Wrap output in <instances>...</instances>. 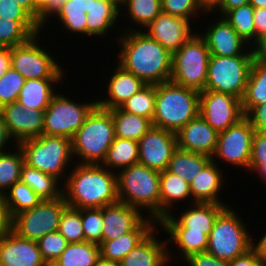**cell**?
I'll use <instances>...</instances> for the list:
<instances>
[{"label":"cell","mask_w":266,"mask_h":266,"mask_svg":"<svg viewBox=\"0 0 266 266\" xmlns=\"http://www.w3.org/2000/svg\"><path fill=\"white\" fill-rule=\"evenodd\" d=\"M155 100L156 85L147 84L143 89L126 100L120 108L152 121L155 111Z\"/></svg>","instance_id":"cell-43"},{"label":"cell","mask_w":266,"mask_h":266,"mask_svg":"<svg viewBox=\"0 0 266 266\" xmlns=\"http://www.w3.org/2000/svg\"><path fill=\"white\" fill-rule=\"evenodd\" d=\"M177 148V135L175 133L152 126L138 141V163L158 172H163L167 169Z\"/></svg>","instance_id":"cell-17"},{"label":"cell","mask_w":266,"mask_h":266,"mask_svg":"<svg viewBox=\"0 0 266 266\" xmlns=\"http://www.w3.org/2000/svg\"><path fill=\"white\" fill-rule=\"evenodd\" d=\"M199 8L204 13H214L222 3V0H196Z\"/></svg>","instance_id":"cell-62"},{"label":"cell","mask_w":266,"mask_h":266,"mask_svg":"<svg viewBox=\"0 0 266 266\" xmlns=\"http://www.w3.org/2000/svg\"><path fill=\"white\" fill-rule=\"evenodd\" d=\"M16 145V142L9 134L7 127L0 116V154L8 152V150H11Z\"/></svg>","instance_id":"cell-57"},{"label":"cell","mask_w":266,"mask_h":266,"mask_svg":"<svg viewBox=\"0 0 266 266\" xmlns=\"http://www.w3.org/2000/svg\"><path fill=\"white\" fill-rule=\"evenodd\" d=\"M244 116L255 131H266V103L253 106Z\"/></svg>","instance_id":"cell-52"},{"label":"cell","mask_w":266,"mask_h":266,"mask_svg":"<svg viewBox=\"0 0 266 266\" xmlns=\"http://www.w3.org/2000/svg\"><path fill=\"white\" fill-rule=\"evenodd\" d=\"M61 92L65 91L58 90L45 110L43 135L72 139L98 105L97 98H88L84 102L80 99L78 102L74 96L73 99L70 97L69 92H66V95Z\"/></svg>","instance_id":"cell-9"},{"label":"cell","mask_w":266,"mask_h":266,"mask_svg":"<svg viewBox=\"0 0 266 266\" xmlns=\"http://www.w3.org/2000/svg\"><path fill=\"white\" fill-rule=\"evenodd\" d=\"M26 79L12 67L0 78V108L18 101Z\"/></svg>","instance_id":"cell-47"},{"label":"cell","mask_w":266,"mask_h":266,"mask_svg":"<svg viewBox=\"0 0 266 266\" xmlns=\"http://www.w3.org/2000/svg\"><path fill=\"white\" fill-rule=\"evenodd\" d=\"M160 174L140 163L120 170L117 173L119 201L140 209L159 222Z\"/></svg>","instance_id":"cell-4"},{"label":"cell","mask_w":266,"mask_h":266,"mask_svg":"<svg viewBox=\"0 0 266 266\" xmlns=\"http://www.w3.org/2000/svg\"><path fill=\"white\" fill-rule=\"evenodd\" d=\"M4 199L12 218L25 210L32 209L43 200L21 181L14 183L5 192Z\"/></svg>","instance_id":"cell-42"},{"label":"cell","mask_w":266,"mask_h":266,"mask_svg":"<svg viewBox=\"0 0 266 266\" xmlns=\"http://www.w3.org/2000/svg\"><path fill=\"white\" fill-rule=\"evenodd\" d=\"M255 46L266 35V8H254Z\"/></svg>","instance_id":"cell-55"},{"label":"cell","mask_w":266,"mask_h":266,"mask_svg":"<svg viewBox=\"0 0 266 266\" xmlns=\"http://www.w3.org/2000/svg\"><path fill=\"white\" fill-rule=\"evenodd\" d=\"M81 222L84 229V241L100 244L103 241V207L82 208Z\"/></svg>","instance_id":"cell-45"},{"label":"cell","mask_w":266,"mask_h":266,"mask_svg":"<svg viewBox=\"0 0 266 266\" xmlns=\"http://www.w3.org/2000/svg\"><path fill=\"white\" fill-rule=\"evenodd\" d=\"M255 58L266 63V35L261 38L258 44L254 47Z\"/></svg>","instance_id":"cell-63"},{"label":"cell","mask_w":266,"mask_h":266,"mask_svg":"<svg viewBox=\"0 0 266 266\" xmlns=\"http://www.w3.org/2000/svg\"><path fill=\"white\" fill-rule=\"evenodd\" d=\"M66 206L63 196L54 200H42L32 209L13 217L12 231L23 239L38 241L46 234L58 231L60 218Z\"/></svg>","instance_id":"cell-13"},{"label":"cell","mask_w":266,"mask_h":266,"mask_svg":"<svg viewBox=\"0 0 266 266\" xmlns=\"http://www.w3.org/2000/svg\"><path fill=\"white\" fill-rule=\"evenodd\" d=\"M111 114L115 137L139 141L153 126L150 119L126 112L120 107L111 109Z\"/></svg>","instance_id":"cell-35"},{"label":"cell","mask_w":266,"mask_h":266,"mask_svg":"<svg viewBox=\"0 0 266 266\" xmlns=\"http://www.w3.org/2000/svg\"><path fill=\"white\" fill-rule=\"evenodd\" d=\"M42 259L51 266L66 249L68 242L58 232H50L37 241Z\"/></svg>","instance_id":"cell-48"},{"label":"cell","mask_w":266,"mask_h":266,"mask_svg":"<svg viewBox=\"0 0 266 266\" xmlns=\"http://www.w3.org/2000/svg\"><path fill=\"white\" fill-rule=\"evenodd\" d=\"M183 261L182 265L187 266H229L228 261L218 259L208 251L191 254Z\"/></svg>","instance_id":"cell-51"},{"label":"cell","mask_w":266,"mask_h":266,"mask_svg":"<svg viewBox=\"0 0 266 266\" xmlns=\"http://www.w3.org/2000/svg\"><path fill=\"white\" fill-rule=\"evenodd\" d=\"M11 67V48L0 47V78Z\"/></svg>","instance_id":"cell-61"},{"label":"cell","mask_w":266,"mask_h":266,"mask_svg":"<svg viewBox=\"0 0 266 266\" xmlns=\"http://www.w3.org/2000/svg\"><path fill=\"white\" fill-rule=\"evenodd\" d=\"M100 257V246L92 242L68 243L51 266H94Z\"/></svg>","instance_id":"cell-39"},{"label":"cell","mask_w":266,"mask_h":266,"mask_svg":"<svg viewBox=\"0 0 266 266\" xmlns=\"http://www.w3.org/2000/svg\"><path fill=\"white\" fill-rule=\"evenodd\" d=\"M211 160L207 155L177 148L166 170L190 183Z\"/></svg>","instance_id":"cell-36"},{"label":"cell","mask_w":266,"mask_h":266,"mask_svg":"<svg viewBox=\"0 0 266 266\" xmlns=\"http://www.w3.org/2000/svg\"><path fill=\"white\" fill-rule=\"evenodd\" d=\"M187 201V202H186ZM192 204L190 185L176 174L164 170L160 174V220L177 210V205L182 203ZM174 207V208H173ZM176 208V209H175Z\"/></svg>","instance_id":"cell-28"},{"label":"cell","mask_w":266,"mask_h":266,"mask_svg":"<svg viewBox=\"0 0 266 266\" xmlns=\"http://www.w3.org/2000/svg\"><path fill=\"white\" fill-rule=\"evenodd\" d=\"M200 92L167 81L156 84L152 125L177 133L199 115Z\"/></svg>","instance_id":"cell-3"},{"label":"cell","mask_w":266,"mask_h":266,"mask_svg":"<svg viewBox=\"0 0 266 266\" xmlns=\"http://www.w3.org/2000/svg\"><path fill=\"white\" fill-rule=\"evenodd\" d=\"M44 114L45 110L31 109L18 102L0 108V116L17 145L43 134Z\"/></svg>","instance_id":"cell-18"},{"label":"cell","mask_w":266,"mask_h":266,"mask_svg":"<svg viewBox=\"0 0 266 266\" xmlns=\"http://www.w3.org/2000/svg\"><path fill=\"white\" fill-rule=\"evenodd\" d=\"M147 216L138 208L117 201L103 207V241L135 230Z\"/></svg>","instance_id":"cell-22"},{"label":"cell","mask_w":266,"mask_h":266,"mask_svg":"<svg viewBox=\"0 0 266 266\" xmlns=\"http://www.w3.org/2000/svg\"><path fill=\"white\" fill-rule=\"evenodd\" d=\"M161 12V0H126L125 4L120 8V17L123 16L124 20L128 19V22L131 21L133 24L131 22V25L126 23V28L124 26L121 31H142Z\"/></svg>","instance_id":"cell-32"},{"label":"cell","mask_w":266,"mask_h":266,"mask_svg":"<svg viewBox=\"0 0 266 266\" xmlns=\"http://www.w3.org/2000/svg\"><path fill=\"white\" fill-rule=\"evenodd\" d=\"M0 18L9 20H35L15 0H0Z\"/></svg>","instance_id":"cell-49"},{"label":"cell","mask_w":266,"mask_h":266,"mask_svg":"<svg viewBox=\"0 0 266 266\" xmlns=\"http://www.w3.org/2000/svg\"><path fill=\"white\" fill-rule=\"evenodd\" d=\"M42 33L40 32L32 36L27 42L11 48V67L26 80L66 78L67 70L63 64L57 61L59 58L54 57L52 52L54 50L48 48V45L46 47L44 45L46 43H41L44 41L41 36Z\"/></svg>","instance_id":"cell-10"},{"label":"cell","mask_w":266,"mask_h":266,"mask_svg":"<svg viewBox=\"0 0 266 266\" xmlns=\"http://www.w3.org/2000/svg\"><path fill=\"white\" fill-rule=\"evenodd\" d=\"M158 222L147 217L135 230L123 234L118 239L102 241L100 256L119 263L133 248L139 245L156 227Z\"/></svg>","instance_id":"cell-27"},{"label":"cell","mask_w":266,"mask_h":266,"mask_svg":"<svg viewBox=\"0 0 266 266\" xmlns=\"http://www.w3.org/2000/svg\"><path fill=\"white\" fill-rule=\"evenodd\" d=\"M250 172L254 175L256 173V177H259V180L261 179L260 184L263 183L266 186V161H250L248 173Z\"/></svg>","instance_id":"cell-59"},{"label":"cell","mask_w":266,"mask_h":266,"mask_svg":"<svg viewBox=\"0 0 266 266\" xmlns=\"http://www.w3.org/2000/svg\"><path fill=\"white\" fill-rule=\"evenodd\" d=\"M139 161L138 141L115 137L107 150L102 166L118 173Z\"/></svg>","instance_id":"cell-34"},{"label":"cell","mask_w":266,"mask_h":266,"mask_svg":"<svg viewBox=\"0 0 266 266\" xmlns=\"http://www.w3.org/2000/svg\"><path fill=\"white\" fill-rule=\"evenodd\" d=\"M161 5L163 13L187 19L193 25L194 23L199 24V22H197L199 19L197 18L200 16L203 18L205 14L199 8L196 0H161Z\"/></svg>","instance_id":"cell-46"},{"label":"cell","mask_w":266,"mask_h":266,"mask_svg":"<svg viewBox=\"0 0 266 266\" xmlns=\"http://www.w3.org/2000/svg\"><path fill=\"white\" fill-rule=\"evenodd\" d=\"M0 266H48L37 241L23 239L11 231L0 238Z\"/></svg>","instance_id":"cell-21"},{"label":"cell","mask_w":266,"mask_h":266,"mask_svg":"<svg viewBox=\"0 0 266 266\" xmlns=\"http://www.w3.org/2000/svg\"><path fill=\"white\" fill-rule=\"evenodd\" d=\"M142 31L173 54L197 31V26L187 19L161 12Z\"/></svg>","instance_id":"cell-19"},{"label":"cell","mask_w":266,"mask_h":266,"mask_svg":"<svg viewBox=\"0 0 266 266\" xmlns=\"http://www.w3.org/2000/svg\"><path fill=\"white\" fill-rule=\"evenodd\" d=\"M254 134V128L244 116L224 132L218 133L212 161L220 167L221 164H227L231 168L235 166L234 169L238 167L244 169L243 172H248Z\"/></svg>","instance_id":"cell-12"},{"label":"cell","mask_w":266,"mask_h":266,"mask_svg":"<svg viewBox=\"0 0 266 266\" xmlns=\"http://www.w3.org/2000/svg\"><path fill=\"white\" fill-rule=\"evenodd\" d=\"M260 232L262 236H259L258 240L254 238V233H252L251 249L255 252L260 264L266 265V231L262 230Z\"/></svg>","instance_id":"cell-56"},{"label":"cell","mask_w":266,"mask_h":266,"mask_svg":"<svg viewBox=\"0 0 266 266\" xmlns=\"http://www.w3.org/2000/svg\"><path fill=\"white\" fill-rule=\"evenodd\" d=\"M209 15H213V18ZM204 16L207 22H203L207 24L203 27L205 30H200L199 34L205 39L211 55L232 57L255 54L254 48L239 36L224 17L215 13H205ZM207 16L209 20L211 18L210 21L207 20Z\"/></svg>","instance_id":"cell-16"},{"label":"cell","mask_w":266,"mask_h":266,"mask_svg":"<svg viewBox=\"0 0 266 266\" xmlns=\"http://www.w3.org/2000/svg\"><path fill=\"white\" fill-rule=\"evenodd\" d=\"M13 218L7 208L4 195L0 194V238L12 231Z\"/></svg>","instance_id":"cell-54"},{"label":"cell","mask_w":266,"mask_h":266,"mask_svg":"<svg viewBox=\"0 0 266 266\" xmlns=\"http://www.w3.org/2000/svg\"><path fill=\"white\" fill-rule=\"evenodd\" d=\"M250 161H266V131H255Z\"/></svg>","instance_id":"cell-53"},{"label":"cell","mask_w":266,"mask_h":266,"mask_svg":"<svg viewBox=\"0 0 266 266\" xmlns=\"http://www.w3.org/2000/svg\"><path fill=\"white\" fill-rule=\"evenodd\" d=\"M249 1L250 0H222L220 7L214 13L223 16L227 11L246 5Z\"/></svg>","instance_id":"cell-60"},{"label":"cell","mask_w":266,"mask_h":266,"mask_svg":"<svg viewBox=\"0 0 266 266\" xmlns=\"http://www.w3.org/2000/svg\"><path fill=\"white\" fill-rule=\"evenodd\" d=\"M222 17L245 42L255 47L254 7L250 3L227 11Z\"/></svg>","instance_id":"cell-40"},{"label":"cell","mask_w":266,"mask_h":266,"mask_svg":"<svg viewBox=\"0 0 266 266\" xmlns=\"http://www.w3.org/2000/svg\"><path fill=\"white\" fill-rule=\"evenodd\" d=\"M34 3V19L37 20L39 12L46 6L47 0H33Z\"/></svg>","instance_id":"cell-65"},{"label":"cell","mask_w":266,"mask_h":266,"mask_svg":"<svg viewBox=\"0 0 266 266\" xmlns=\"http://www.w3.org/2000/svg\"><path fill=\"white\" fill-rule=\"evenodd\" d=\"M115 34L120 48L117 64L133 73L146 84H160L171 80L172 54L143 31H121Z\"/></svg>","instance_id":"cell-1"},{"label":"cell","mask_w":266,"mask_h":266,"mask_svg":"<svg viewBox=\"0 0 266 266\" xmlns=\"http://www.w3.org/2000/svg\"><path fill=\"white\" fill-rule=\"evenodd\" d=\"M94 266H119V263L109 261L100 256Z\"/></svg>","instance_id":"cell-66"},{"label":"cell","mask_w":266,"mask_h":266,"mask_svg":"<svg viewBox=\"0 0 266 266\" xmlns=\"http://www.w3.org/2000/svg\"><path fill=\"white\" fill-rule=\"evenodd\" d=\"M18 146L28 166L53 175L62 183L65 182L70 169L75 164L72 139L66 137L42 134L39 137L24 140Z\"/></svg>","instance_id":"cell-6"},{"label":"cell","mask_w":266,"mask_h":266,"mask_svg":"<svg viewBox=\"0 0 266 266\" xmlns=\"http://www.w3.org/2000/svg\"><path fill=\"white\" fill-rule=\"evenodd\" d=\"M224 172L223 167L211 160L189 183L192 203L228 204L221 198L222 188L226 184L225 176H228Z\"/></svg>","instance_id":"cell-24"},{"label":"cell","mask_w":266,"mask_h":266,"mask_svg":"<svg viewBox=\"0 0 266 266\" xmlns=\"http://www.w3.org/2000/svg\"><path fill=\"white\" fill-rule=\"evenodd\" d=\"M163 233L166 234L167 238L168 258L170 264L173 263V261H175L176 265L178 263L181 264V262H183V260L189 255L206 251L208 246V236L202 232L164 231ZM175 246L176 248L174 249ZM171 248H173L176 252L179 250V253H176L175 251L171 252Z\"/></svg>","instance_id":"cell-31"},{"label":"cell","mask_w":266,"mask_h":266,"mask_svg":"<svg viewBox=\"0 0 266 266\" xmlns=\"http://www.w3.org/2000/svg\"><path fill=\"white\" fill-rule=\"evenodd\" d=\"M249 3L254 8H266V0H250Z\"/></svg>","instance_id":"cell-67"},{"label":"cell","mask_w":266,"mask_h":266,"mask_svg":"<svg viewBox=\"0 0 266 266\" xmlns=\"http://www.w3.org/2000/svg\"><path fill=\"white\" fill-rule=\"evenodd\" d=\"M91 0H67L63 5L60 13L51 21L53 26L57 28L59 25L64 32L68 33L69 39L73 36H78L82 39L86 38V24H87V12L90 10ZM58 21H57V20ZM56 20V21H55ZM57 24V26H56ZM76 34V35H75ZM81 36V37H80Z\"/></svg>","instance_id":"cell-30"},{"label":"cell","mask_w":266,"mask_h":266,"mask_svg":"<svg viewBox=\"0 0 266 266\" xmlns=\"http://www.w3.org/2000/svg\"><path fill=\"white\" fill-rule=\"evenodd\" d=\"M63 197L78 209L113 204L119 201L117 173L101 164L75 163L63 183Z\"/></svg>","instance_id":"cell-2"},{"label":"cell","mask_w":266,"mask_h":266,"mask_svg":"<svg viewBox=\"0 0 266 266\" xmlns=\"http://www.w3.org/2000/svg\"><path fill=\"white\" fill-rule=\"evenodd\" d=\"M114 65L116 66L108 72L110 77L106 75L107 78L103 81L107 92L101 95L102 97L96 96L98 106L107 110L121 107L126 100L147 85L143 80L126 71L117 63ZM106 80L108 81L106 82Z\"/></svg>","instance_id":"cell-20"},{"label":"cell","mask_w":266,"mask_h":266,"mask_svg":"<svg viewBox=\"0 0 266 266\" xmlns=\"http://www.w3.org/2000/svg\"><path fill=\"white\" fill-rule=\"evenodd\" d=\"M42 32L36 20H9L0 18V47L12 48L27 42Z\"/></svg>","instance_id":"cell-38"},{"label":"cell","mask_w":266,"mask_h":266,"mask_svg":"<svg viewBox=\"0 0 266 266\" xmlns=\"http://www.w3.org/2000/svg\"><path fill=\"white\" fill-rule=\"evenodd\" d=\"M34 18V3L33 0H15Z\"/></svg>","instance_id":"cell-64"},{"label":"cell","mask_w":266,"mask_h":266,"mask_svg":"<svg viewBox=\"0 0 266 266\" xmlns=\"http://www.w3.org/2000/svg\"><path fill=\"white\" fill-rule=\"evenodd\" d=\"M20 181L28 185L43 200H54L63 196V183L42 171L24 163Z\"/></svg>","instance_id":"cell-33"},{"label":"cell","mask_w":266,"mask_h":266,"mask_svg":"<svg viewBox=\"0 0 266 266\" xmlns=\"http://www.w3.org/2000/svg\"><path fill=\"white\" fill-rule=\"evenodd\" d=\"M199 30L172 54L171 81L201 92L205 89L211 54Z\"/></svg>","instance_id":"cell-8"},{"label":"cell","mask_w":266,"mask_h":266,"mask_svg":"<svg viewBox=\"0 0 266 266\" xmlns=\"http://www.w3.org/2000/svg\"><path fill=\"white\" fill-rule=\"evenodd\" d=\"M114 139L115 130L111 110L97 105L72 138L75 163L101 164Z\"/></svg>","instance_id":"cell-5"},{"label":"cell","mask_w":266,"mask_h":266,"mask_svg":"<svg viewBox=\"0 0 266 266\" xmlns=\"http://www.w3.org/2000/svg\"><path fill=\"white\" fill-rule=\"evenodd\" d=\"M24 163V155L18 145L0 154V194L4 195L14 183L20 181Z\"/></svg>","instance_id":"cell-41"},{"label":"cell","mask_w":266,"mask_h":266,"mask_svg":"<svg viewBox=\"0 0 266 266\" xmlns=\"http://www.w3.org/2000/svg\"><path fill=\"white\" fill-rule=\"evenodd\" d=\"M159 230L160 227L157 226L119 262V266H167L168 263L170 264L167 240L166 238L160 239L163 237L158 236Z\"/></svg>","instance_id":"cell-25"},{"label":"cell","mask_w":266,"mask_h":266,"mask_svg":"<svg viewBox=\"0 0 266 266\" xmlns=\"http://www.w3.org/2000/svg\"><path fill=\"white\" fill-rule=\"evenodd\" d=\"M255 54L211 55L204 90L231 94L242 100Z\"/></svg>","instance_id":"cell-11"},{"label":"cell","mask_w":266,"mask_h":266,"mask_svg":"<svg viewBox=\"0 0 266 266\" xmlns=\"http://www.w3.org/2000/svg\"><path fill=\"white\" fill-rule=\"evenodd\" d=\"M109 1L113 2L119 8H121L126 2V0H109Z\"/></svg>","instance_id":"cell-68"},{"label":"cell","mask_w":266,"mask_h":266,"mask_svg":"<svg viewBox=\"0 0 266 266\" xmlns=\"http://www.w3.org/2000/svg\"><path fill=\"white\" fill-rule=\"evenodd\" d=\"M233 205L226 206L217 216L208 235L206 251L218 259L231 261L251 249L252 233Z\"/></svg>","instance_id":"cell-7"},{"label":"cell","mask_w":266,"mask_h":266,"mask_svg":"<svg viewBox=\"0 0 266 266\" xmlns=\"http://www.w3.org/2000/svg\"><path fill=\"white\" fill-rule=\"evenodd\" d=\"M66 1L67 0H47L46 6L39 12L38 19L36 20L37 26L42 32L43 30L45 31V29L46 31H49L47 27L51 26V20H53L60 13L62 5Z\"/></svg>","instance_id":"cell-50"},{"label":"cell","mask_w":266,"mask_h":266,"mask_svg":"<svg viewBox=\"0 0 266 266\" xmlns=\"http://www.w3.org/2000/svg\"><path fill=\"white\" fill-rule=\"evenodd\" d=\"M199 114L217 133L224 132L244 117L241 99L210 90L200 92Z\"/></svg>","instance_id":"cell-15"},{"label":"cell","mask_w":266,"mask_h":266,"mask_svg":"<svg viewBox=\"0 0 266 266\" xmlns=\"http://www.w3.org/2000/svg\"><path fill=\"white\" fill-rule=\"evenodd\" d=\"M178 148L212 157L218 133L199 114L177 133Z\"/></svg>","instance_id":"cell-23"},{"label":"cell","mask_w":266,"mask_h":266,"mask_svg":"<svg viewBox=\"0 0 266 266\" xmlns=\"http://www.w3.org/2000/svg\"><path fill=\"white\" fill-rule=\"evenodd\" d=\"M230 204L195 202L182 206L178 213L172 212L164 216L159 222L160 231H196L207 236L210 234L215 219L219 213ZM183 210V212H182ZM177 214V216L175 215Z\"/></svg>","instance_id":"cell-14"},{"label":"cell","mask_w":266,"mask_h":266,"mask_svg":"<svg viewBox=\"0 0 266 266\" xmlns=\"http://www.w3.org/2000/svg\"><path fill=\"white\" fill-rule=\"evenodd\" d=\"M244 115L253 107L266 103V63L254 58L245 94L241 100Z\"/></svg>","instance_id":"cell-37"},{"label":"cell","mask_w":266,"mask_h":266,"mask_svg":"<svg viewBox=\"0 0 266 266\" xmlns=\"http://www.w3.org/2000/svg\"><path fill=\"white\" fill-rule=\"evenodd\" d=\"M64 79L66 80V78L27 79L17 102L31 109L46 110L53 96L59 90L57 86L63 88L61 84L65 82Z\"/></svg>","instance_id":"cell-29"},{"label":"cell","mask_w":266,"mask_h":266,"mask_svg":"<svg viewBox=\"0 0 266 266\" xmlns=\"http://www.w3.org/2000/svg\"><path fill=\"white\" fill-rule=\"evenodd\" d=\"M120 8L109 0H91L90 10L87 12L86 38L90 40L95 36L104 41L107 35L111 37L113 31H118L120 21ZM118 26V28H116ZM119 29V30H118ZM111 31V32H110ZM106 37V38H105Z\"/></svg>","instance_id":"cell-26"},{"label":"cell","mask_w":266,"mask_h":266,"mask_svg":"<svg viewBox=\"0 0 266 266\" xmlns=\"http://www.w3.org/2000/svg\"><path fill=\"white\" fill-rule=\"evenodd\" d=\"M58 232L68 243L84 242V229L81 222V209L66 206L62 212Z\"/></svg>","instance_id":"cell-44"},{"label":"cell","mask_w":266,"mask_h":266,"mask_svg":"<svg viewBox=\"0 0 266 266\" xmlns=\"http://www.w3.org/2000/svg\"><path fill=\"white\" fill-rule=\"evenodd\" d=\"M228 264L229 266H260V261L256 257L255 252L250 249L245 254L229 261Z\"/></svg>","instance_id":"cell-58"}]
</instances>
